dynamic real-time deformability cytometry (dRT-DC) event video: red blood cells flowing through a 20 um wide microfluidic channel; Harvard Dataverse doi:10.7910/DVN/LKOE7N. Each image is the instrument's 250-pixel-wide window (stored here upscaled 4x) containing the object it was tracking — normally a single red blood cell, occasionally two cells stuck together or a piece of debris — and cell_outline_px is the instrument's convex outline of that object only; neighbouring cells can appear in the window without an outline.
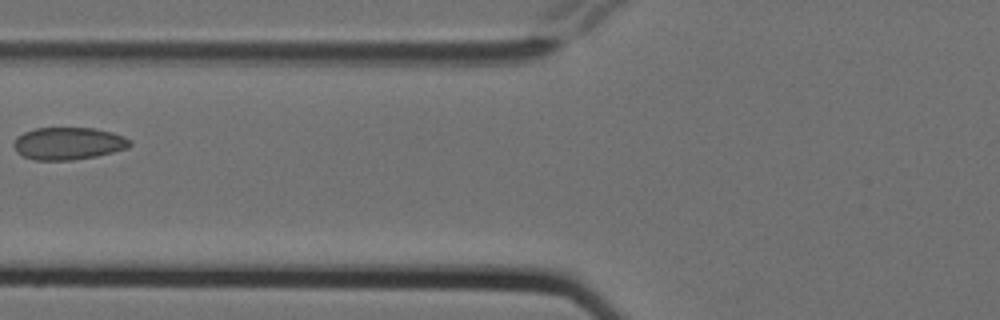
{"species": "Egyptian fruit bat (a non-hibernating species)", "species_latin": "Rousettus aegyptiacus", "temperature_condition": "cold", "stored_images_in_passage": 6, "camera_frame_rate_fps": 3000, "um_per_image_px": 0.085, "animal": {"sex": "female"}, "frame": {"image": 1, "passage_image": 4, "time_ms": 1.0, "image_size_px": [1000, 320], "cell_outline_px": [[132, 144], [128, 148], [96, 156], [72, 160], [36, 160], [24, 156], [16, 152], [12, 144], [16, 136], [24, 132], [36, 128], [92, 128], [112, 132], [124, 136], [132, 140]], "centroid_in_image_um": [5.8, 12.19], "position_along_channel_um": 120.0, "area_um2": 22.02}}
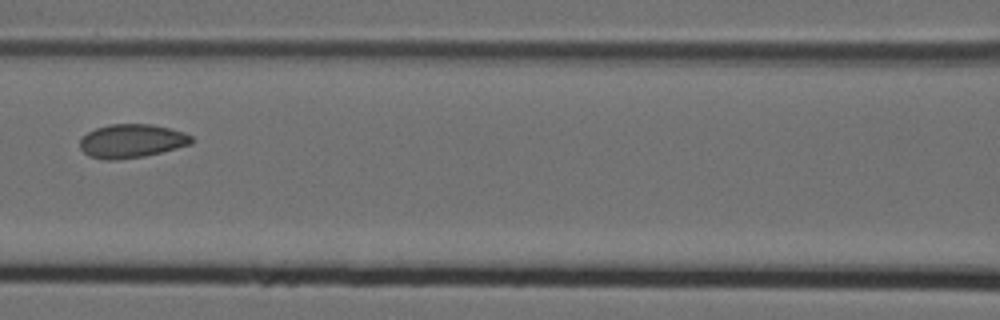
{"frame": {"image": 2, "passage_image": 5, "time_ms": 1.333, "image_size_px": [1000, 320], "cell_outline_px": [[192, 144], [144, 156], [116, 160], [104, 160], [88, 156], [80, 148], [80, 140], [88, 132], [96, 128], [108, 124], [152, 124], [184, 132], [192, 136]], "centroid_in_image_um": [11.17, 11.98], "position_along_channel_um": 155.4, "area_um2": 21.85}}
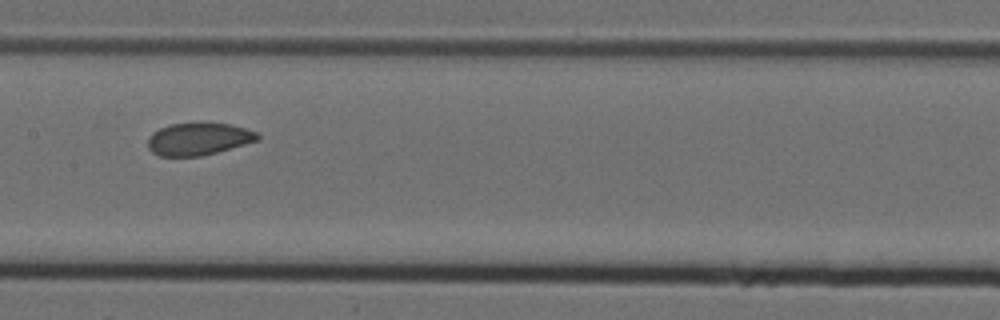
{"frame": {"image": 3, "passage_image": 6, "time_ms": 1.667, "image_size_px": [1000, 320], "cell_outline_px": [[260, 140], [216, 152], [200, 156], [160, 156], [152, 152], [148, 148], [148, 136], [152, 132], [160, 128], [172, 124], [232, 124], [260, 132]], "centroid_in_image_um": [16.9, 11.82], "position_along_channel_um": 190.5, "area_um2": 20.58}}